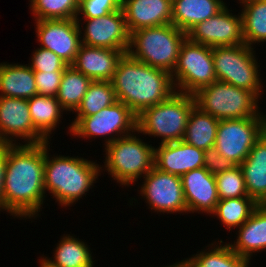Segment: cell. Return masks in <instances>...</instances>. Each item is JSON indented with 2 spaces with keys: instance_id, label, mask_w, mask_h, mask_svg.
I'll use <instances>...</instances> for the list:
<instances>
[{
  "instance_id": "obj_1",
  "label": "cell",
  "mask_w": 266,
  "mask_h": 267,
  "mask_svg": "<svg viewBox=\"0 0 266 267\" xmlns=\"http://www.w3.org/2000/svg\"><path fill=\"white\" fill-rule=\"evenodd\" d=\"M45 142L7 144L3 211L24 219L38 217L44 199ZM37 214V215H36Z\"/></svg>"
},
{
  "instance_id": "obj_2",
  "label": "cell",
  "mask_w": 266,
  "mask_h": 267,
  "mask_svg": "<svg viewBox=\"0 0 266 267\" xmlns=\"http://www.w3.org/2000/svg\"><path fill=\"white\" fill-rule=\"evenodd\" d=\"M111 84L117 100L136 116L176 92L170 73L135 60L127 53L118 61Z\"/></svg>"
},
{
  "instance_id": "obj_3",
  "label": "cell",
  "mask_w": 266,
  "mask_h": 267,
  "mask_svg": "<svg viewBox=\"0 0 266 267\" xmlns=\"http://www.w3.org/2000/svg\"><path fill=\"white\" fill-rule=\"evenodd\" d=\"M49 144L45 142L44 189L55 197L61 207H70L92 189L102 167L78 156L54 155L50 158Z\"/></svg>"
},
{
  "instance_id": "obj_4",
  "label": "cell",
  "mask_w": 266,
  "mask_h": 267,
  "mask_svg": "<svg viewBox=\"0 0 266 267\" xmlns=\"http://www.w3.org/2000/svg\"><path fill=\"white\" fill-rule=\"evenodd\" d=\"M187 33L175 25L147 27L130 33L127 54L151 67L172 73Z\"/></svg>"
},
{
  "instance_id": "obj_5",
  "label": "cell",
  "mask_w": 266,
  "mask_h": 267,
  "mask_svg": "<svg viewBox=\"0 0 266 267\" xmlns=\"http://www.w3.org/2000/svg\"><path fill=\"white\" fill-rule=\"evenodd\" d=\"M195 106L193 95L174 92L168 99L144 109L136 117V133L161 137L159 144L181 141Z\"/></svg>"
},
{
  "instance_id": "obj_6",
  "label": "cell",
  "mask_w": 266,
  "mask_h": 267,
  "mask_svg": "<svg viewBox=\"0 0 266 267\" xmlns=\"http://www.w3.org/2000/svg\"><path fill=\"white\" fill-rule=\"evenodd\" d=\"M133 133L105 147V170L120 186L125 187L144 177L154 167L155 147Z\"/></svg>"
},
{
  "instance_id": "obj_7",
  "label": "cell",
  "mask_w": 266,
  "mask_h": 267,
  "mask_svg": "<svg viewBox=\"0 0 266 267\" xmlns=\"http://www.w3.org/2000/svg\"><path fill=\"white\" fill-rule=\"evenodd\" d=\"M193 96L201 111L218 120L266 117L259 112V100L253 92L231 84L215 81Z\"/></svg>"
},
{
  "instance_id": "obj_8",
  "label": "cell",
  "mask_w": 266,
  "mask_h": 267,
  "mask_svg": "<svg viewBox=\"0 0 266 267\" xmlns=\"http://www.w3.org/2000/svg\"><path fill=\"white\" fill-rule=\"evenodd\" d=\"M253 47H212V57L217 81L234 85L253 92L261 98L263 85Z\"/></svg>"
},
{
  "instance_id": "obj_9",
  "label": "cell",
  "mask_w": 266,
  "mask_h": 267,
  "mask_svg": "<svg viewBox=\"0 0 266 267\" xmlns=\"http://www.w3.org/2000/svg\"><path fill=\"white\" fill-rule=\"evenodd\" d=\"M177 92L195 94L201 88L217 81L212 47L184 40L180 47L178 61L171 73Z\"/></svg>"
},
{
  "instance_id": "obj_10",
  "label": "cell",
  "mask_w": 266,
  "mask_h": 267,
  "mask_svg": "<svg viewBox=\"0 0 266 267\" xmlns=\"http://www.w3.org/2000/svg\"><path fill=\"white\" fill-rule=\"evenodd\" d=\"M136 117L129 107L121 101H116L94 115L75 117L69 131L71 135L79 138L106 136V146L120 137L136 132Z\"/></svg>"
},
{
  "instance_id": "obj_11",
  "label": "cell",
  "mask_w": 266,
  "mask_h": 267,
  "mask_svg": "<svg viewBox=\"0 0 266 267\" xmlns=\"http://www.w3.org/2000/svg\"><path fill=\"white\" fill-rule=\"evenodd\" d=\"M266 132V117L219 120L214 147L220 155L240 165Z\"/></svg>"
},
{
  "instance_id": "obj_12",
  "label": "cell",
  "mask_w": 266,
  "mask_h": 267,
  "mask_svg": "<svg viewBox=\"0 0 266 267\" xmlns=\"http://www.w3.org/2000/svg\"><path fill=\"white\" fill-rule=\"evenodd\" d=\"M140 195L151 210L159 213H187L181 177L157 169L155 166L143 177Z\"/></svg>"
},
{
  "instance_id": "obj_13",
  "label": "cell",
  "mask_w": 266,
  "mask_h": 267,
  "mask_svg": "<svg viewBox=\"0 0 266 267\" xmlns=\"http://www.w3.org/2000/svg\"><path fill=\"white\" fill-rule=\"evenodd\" d=\"M81 19H46L35 21L40 47L53 51L71 65L81 45Z\"/></svg>"
},
{
  "instance_id": "obj_14",
  "label": "cell",
  "mask_w": 266,
  "mask_h": 267,
  "mask_svg": "<svg viewBox=\"0 0 266 267\" xmlns=\"http://www.w3.org/2000/svg\"><path fill=\"white\" fill-rule=\"evenodd\" d=\"M225 6L215 16L196 24L187 38L209 47L237 46L244 43L242 17L233 15Z\"/></svg>"
},
{
  "instance_id": "obj_15",
  "label": "cell",
  "mask_w": 266,
  "mask_h": 267,
  "mask_svg": "<svg viewBox=\"0 0 266 267\" xmlns=\"http://www.w3.org/2000/svg\"><path fill=\"white\" fill-rule=\"evenodd\" d=\"M15 138L25 144L47 142L32 123L28 100L0 96V143L18 144Z\"/></svg>"
},
{
  "instance_id": "obj_16",
  "label": "cell",
  "mask_w": 266,
  "mask_h": 267,
  "mask_svg": "<svg viewBox=\"0 0 266 267\" xmlns=\"http://www.w3.org/2000/svg\"><path fill=\"white\" fill-rule=\"evenodd\" d=\"M87 24L83 27L81 44L91 47L124 50L126 53L130 44L128 31L122 8L97 18H84ZM83 37V38H82Z\"/></svg>"
},
{
  "instance_id": "obj_17",
  "label": "cell",
  "mask_w": 266,
  "mask_h": 267,
  "mask_svg": "<svg viewBox=\"0 0 266 267\" xmlns=\"http://www.w3.org/2000/svg\"><path fill=\"white\" fill-rule=\"evenodd\" d=\"M188 213L204 212L211 215L219 201L216 179L204 167L181 176Z\"/></svg>"
},
{
  "instance_id": "obj_18",
  "label": "cell",
  "mask_w": 266,
  "mask_h": 267,
  "mask_svg": "<svg viewBox=\"0 0 266 267\" xmlns=\"http://www.w3.org/2000/svg\"><path fill=\"white\" fill-rule=\"evenodd\" d=\"M154 166L181 177L189 171L204 167V151L183 140L160 144L155 148Z\"/></svg>"
},
{
  "instance_id": "obj_19",
  "label": "cell",
  "mask_w": 266,
  "mask_h": 267,
  "mask_svg": "<svg viewBox=\"0 0 266 267\" xmlns=\"http://www.w3.org/2000/svg\"><path fill=\"white\" fill-rule=\"evenodd\" d=\"M124 54V50L81 44L71 66L92 81H111L118 61Z\"/></svg>"
},
{
  "instance_id": "obj_20",
  "label": "cell",
  "mask_w": 266,
  "mask_h": 267,
  "mask_svg": "<svg viewBox=\"0 0 266 267\" xmlns=\"http://www.w3.org/2000/svg\"><path fill=\"white\" fill-rule=\"evenodd\" d=\"M121 8L129 33L171 24L172 0H122Z\"/></svg>"
},
{
  "instance_id": "obj_21",
  "label": "cell",
  "mask_w": 266,
  "mask_h": 267,
  "mask_svg": "<svg viewBox=\"0 0 266 267\" xmlns=\"http://www.w3.org/2000/svg\"><path fill=\"white\" fill-rule=\"evenodd\" d=\"M239 166L248 195L259 205L266 204V132Z\"/></svg>"
},
{
  "instance_id": "obj_22",
  "label": "cell",
  "mask_w": 266,
  "mask_h": 267,
  "mask_svg": "<svg viewBox=\"0 0 266 267\" xmlns=\"http://www.w3.org/2000/svg\"><path fill=\"white\" fill-rule=\"evenodd\" d=\"M237 229V240L229 245L238 255L250 260L253 253L266 250V204L259 205Z\"/></svg>"
},
{
  "instance_id": "obj_23",
  "label": "cell",
  "mask_w": 266,
  "mask_h": 267,
  "mask_svg": "<svg viewBox=\"0 0 266 267\" xmlns=\"http://www.w3.org/2000/svg\"><path fill=\"white\" fill-rule=\"evenodd\" d=\"M225 4L223 0H172L171 23L187 33L196 24L215 16Z\"/></svg>"
},
{
  "instance_id": "obj_24",
  "label": "cell",
  "mask_w": 266,
  "mask_h": 267,
  "mask_svg": "<svg viewBox=\"0 0 266 267\" xmlns=\"http://www.w3.org/2000/svg\"><path fill=\"white\" fill-rule=\"evenodd\" d=\"M37 94L34 71L28 64L0 63V96L28 100Z\"/></svg>"
},
{
  "instance_id": "obj_25",
  "label": "cell",
  "mask_w": 266,
  "mask_h": 267,
  "mask_svg": "<svg viewBox=\"0 0 266 267\" xmlns=\"http://www.w3.org/2000/svg\"><path fill=\"white\" fill-rule=\"evenodd\" d=\"M54 258L43 257L41 260L48 267H93L92 253L89 246L71 235L62 236Z\"/></svg>"
},
{
  "instance_id": "obj_26",
  "label": "cell",
  "mask_w": 266,
  "mask_h": 267,
  "mask_svg": "<svg viewBox=\"0 0 266 267\" xmlns=\"http://www.w3.org/2000/svg\"><path fill=\"white\" fill-rule=\"evenodd\" d=\"M28 105L35 129L49 142L51 131L59 125L64 109L55 96L40 94L29 98Z\"/></svg>"
},
{
  "instance_id": "obj_27",
  "label": "cell",
  "mask_w": 266,
  "mask_h": 267,
  "mask_svg": "<svg viewBox=\"0 0 266 267\" xmlns=\"http://www.w3.org/2000/svg\"><path fill=\"white\" fill-rule=\"evenodd\" d=\"M219 120L195 106L190 112L183 141L205 151L215 145Z\"/></svg>"
},
{
  "instance_id": "obj_28",
  "label": "cell",
  "mask_w": 266,
  "mask_h": 267,
  "mask_svg": "<svg viewBox=\"0 0 266 267\" xmlns=\"http://www.w3.org/2000/svg\"><path fill=\"white\" fill-rule=\"evenodd\" d=\"M244 43L253 47L255 43L266 42V0H239Z\"/></svg>"
},
{
  "instance_id": "obj_29",
  "label": "cell",
  "mask_w": 266,
  "mask_h": 267,
  "mask_svg": "<svg viewBox=\"0 0 266 267\" xmlns=\"http://www.w3.org/2000/svg\"><path fill=\"white\" fill-rule=\"evenodd\" d=\"M224 243L222 240L218 243L213 242L211 248L200 251L198 254L192 255L188 259H185L187 267H248L250 260L241 257L235 251L232 250L228 243ZM215 244V245H214ZM217 244V245H216ZM219 244V245H218ZM210 251H209V250ZM206 250H208L206 252Z\"/></svg>"
},
{
  "instance_id": "obj_30",
  "label": "cell",
  "mask_w": 266,
  "mask_h": 267,
  "mask_svg": "<svg viewBox=\"0 0 266 267\" xmlns=\"http://www.w3.org/2000/svg\"><path fill=\"white\" fill-rule=\"evenodd\" d=\"M91 82L89 77L71 65L64 70L56 98L65 112L76 111Z\"/></svg>"
},
{
  "instance_id": "obj_31",
  "label": "cell",
  "mask_w": 266,
  "mask_h": 267,
  "mask_svg": "<svg viewBox=\"0 0 266 267\" xmlns=\"http://www.w3.org/2000/svg\"><path fill=\"white\" fill-rule=\"evenodd\" d=\"M259 204L251 197H239L219 200L212 213L231 230L242 226L252 215Z\"/></svg>"
},
{
  "instance_id": "obj_32",
  "label": "cell",
  "mask_w": 266,
  "mask_h": 267,
  "mask_svg": "<svg viewBox=\"0 0 266 267\" xmlns=\"http://www.w3.org/2000/svg\"><path fill=\"white\" fill-rule=\"evenodd\" d=\"M116 101L118 100L111 81H92L75 111L76 117L94 115Z\"/></svg>"
},
{
  "instance_id": "obj_33",
  "label": "cell",
  "mask_w": 266,
  "mask_h": 267,
  "mask_svg": "<svg viewBox=\"0 0 266 267\" xmlns=\"http://www.w3.org/2000/svg\"><path fill=\"white\" fill-rule=\"evenodd\" d=\"M35 21L46 19H76L79 0H30Z\"/></svg>"
},
{
  "instance_id": "obj_34",
  "label": "cell",
  "mask_w": 266,
  "mask_h": 267,
  "mask_svg": "<svg viewBox=\"0 0 266 267\" xmlns=\"http://www.w3.org/2000/svg\"><path fill=\"white\" fill-rule=\"evenodd\" d=\"M215 176L219 200L250 197L239 165Z\"/></svg>"
},
{
  "instance_id": "obj_35",
  "label": "cell",
  "mask_w": 266,
  "mask_h": 267,
  "mask_svg": "<svg viewBox=\"0 0 266 267\" xmlns=\"http://www.w3.org/2000/svg\"><path fill=\"white\" fill-rule=\"evenodd\" d=\"M32 63L28 64L33 71H64L69 65L53 51L37 48L32 54Z\"/></svg>"
},
{
  "instance_id": "obj_36",
  "label": "cell",
  "mask_w": 266,
  "mask_h": 267,
  "mask_svg": "<svg viewBox=\"0 0 266 267\" xmlns=\"http://www.w3.org/2000/svg\"><path fill=\"white\" fill-rule=\"evenodd\" d=\"M122 0H79L77 18H97L121 9Z\"/></svg>"
},
{
  "instance_id": "obj_37",
  "label": "cell",
  "mask_w": 266,
  "mask_h": 267,
  "mask_svg": "<svg viewBox=\"0 0 266 267\" xmlns=\"http://www.w3.org/2000/svg\"><path fill=\"white\" fill-rule=\"evenodd\" d=\"M64 71H34L37 93L44 96H57Z\"/></svg>"
},
{
  "instance_id": "obj_38",
  "label": "cell",
  "mask_w": 266,
  "mask_h": 267,
  "mask_svg": "<svg viewBox=\"0 0 266 267\" xmlns=\"http://www.w3.org/2000/svg\"><path fill=\"white\" fill-rule=\"evenodd\" d=\"M236 166L231 160L220 155L213 146L204 151V168L213 175L232 169Z\"/></svg>"
},
{
  "instance_id": "obj_39",
  "label": "cell",
  "mask_w": 266,
  "mask_h": 267,
  "mask_svg": "<svg viewBox=\"0 0 266 267\" xmlns=\"http://www.w3.org/2000/svg\"><path fill=\"white\" fill-rule=\"evenodd\" d=\"M7 159V144L0 143V211L3 209V184Z\"/></svg>"
},
{
  "instance_id": "obj_40",
  "label": "cell",
  "mask_w": 266,
  "mask_h": 267,
  "mask_svg": "<svg viewBox=\"0 0 266 267\" xmlns=\"http://www.w3.org/2000/svg\"><path fill=\"white\" fill-rule=\"evenodd\" d=\"M165 267H187V266H186L185 261L182 260L181 262L178 261V262H176V263H174L172 265L165 266Z\"/></svg>"
},
{
  "instance_id": "obj_41",
  "label": "cell",
  "mask_w": 266,
  "mask_h": 267,
  "mask_svg": "<svg viewBox=\"0 0 266 267\" xmlns=\"http://www.w3.org/2000/svg\"><path fill=\"white\" fill-rule=\"evenodd\" d=\"M39 262H40V266L39 267H48L41 260Z\"/></svg>"
}]
</instances>
